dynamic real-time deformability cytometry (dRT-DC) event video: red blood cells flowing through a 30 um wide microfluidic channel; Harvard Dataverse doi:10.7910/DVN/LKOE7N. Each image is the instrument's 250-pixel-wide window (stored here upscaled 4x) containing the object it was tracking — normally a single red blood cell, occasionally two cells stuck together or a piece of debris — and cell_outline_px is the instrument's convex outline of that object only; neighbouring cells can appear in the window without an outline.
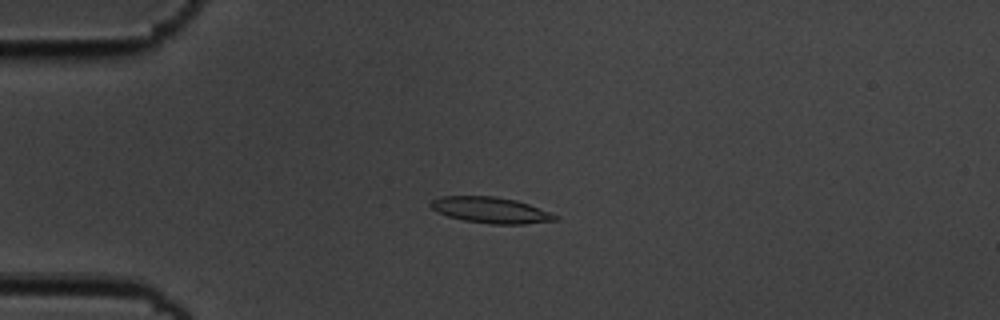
{"species": "common noctule bat (a hibernating species)", "species_latin": "Nyctalus noctula", "temperature_condition": "cold", "stored_images_in_passage": 49, "camera_frame_rate_fps": 3000, "um_per_image_px": 0.085, "animal": {"sex": "male", "body_mass_g": 19.5, "forearm_length_mm": 54.6}, "frame": {"image": 1, "passage_image": 8, "time_ms": 2.333, "image_size_px": [1000, 320], "cell_outline_px": [[560, 220], [524, 224], [492, 224], [464, 220], [448, 216], [432, 208], [428, 204], [432, 200], [440, 196], [496, 196], [516, 200], [528, 204], [560, 216]], "centroid_in_image_um": [41.75, 17.86], "position_along_channel_um": 43.3, "area_um2": 18.84}}
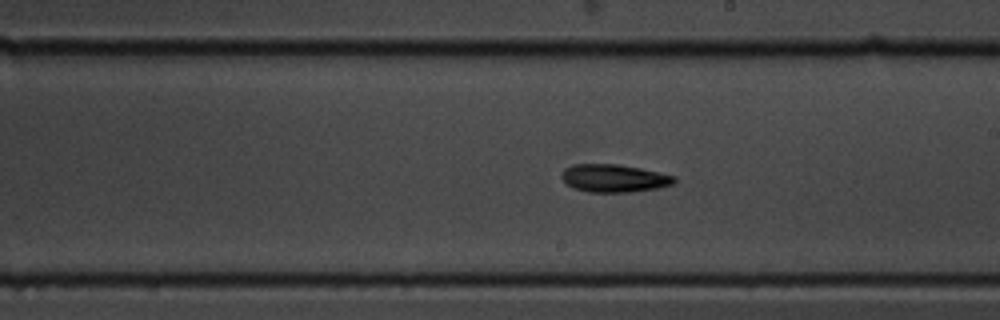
{"frame": {"image": 2, "passage_image": 26, "time_ms": 8.333, "image_size_px": [1000, 320], "cell_outline_px": [[676, 180], [672, 184], [660, 188], [632, 192], [588, 192], [572, 188], [560, 176], [560, 172], [564, 168], [572, 164], [620, 164], [660, 172], [676, 176]], "centroid_in_image_um": [52.19, 15.14], "position_along_channel_um": 236.8, "area_um2": 18.55}}
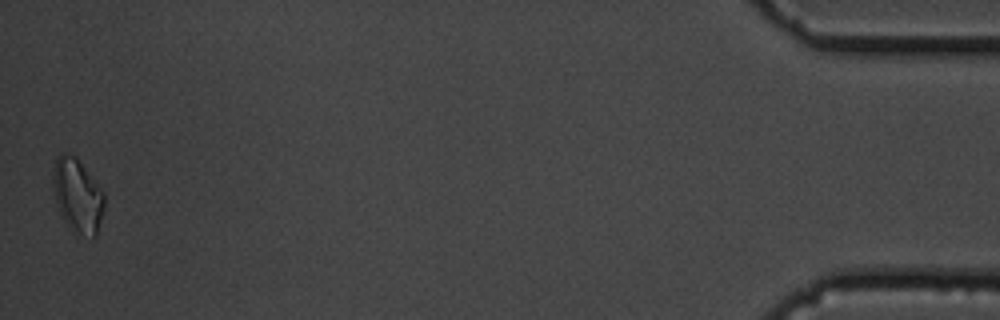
{"frame": {"image": 3, "passage_image": 49, "time_ms": 16.0, "image_size_px": [1000, 320], "cell_outline_px": [[104, 208], [96, 236], [92, 236], [72, 232], [64, 220], [60, 212], [56, 200], [52, 184], [52, 172], [56, 156], [60, 152], [68, 152], [76, 156], [104, 192]], "centroid_in_image_um": [6.57, 16.57], "position_along_channel_um": 428.6, "area_um2": 22.2}, "authors_computed_cell_mechanics": {"area_um2": 18.2648, "velocity_mm_per_s": 3.631, "shape_relaxation_time_tau1_ms": 2.0943, "shape_relaxation_time_tau2_ms": null, "deformation_change_tau1": 0.1305, "deformation_change_tau2": null}}